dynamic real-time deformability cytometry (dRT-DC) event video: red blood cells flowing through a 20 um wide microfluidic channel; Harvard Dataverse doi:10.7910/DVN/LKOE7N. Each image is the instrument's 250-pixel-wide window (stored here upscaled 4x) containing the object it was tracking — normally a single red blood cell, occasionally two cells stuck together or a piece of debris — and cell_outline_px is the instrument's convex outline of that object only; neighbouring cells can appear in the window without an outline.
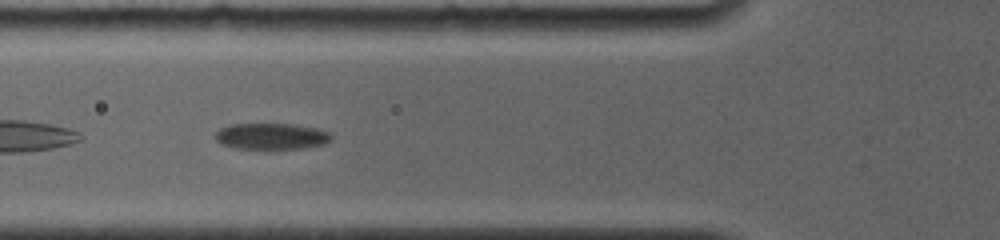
{"species": "common noctule bat (a hibernating species)", "species_latin": "Nyctalus noctula", "temperature_condition": "room temperature", "stored_images_in_passage": 52, "camera_frame_rate_fps": 4000, "um_per_image_px": 0.085, "animal": {"sex": "female", "body_mass_g": 19.0, "forearm_length_mm": 56.7}, "frame": {"image": 1, "passage_image": 7, "time_ms": 1.5, "image_size_px": [1000, 240], "cell_outline_px": [[332, 140], [324, 144], [304, 148], [236, 148], [220, 144], [216, 140], [216, 132], [220, 128], [228, 124], [292, 124], [316, 128], [332, 132]], "centroid_in_image_um": [23.09, 11.57], "position_along_channel_um": 102.7, "area_um2": 17.74}}
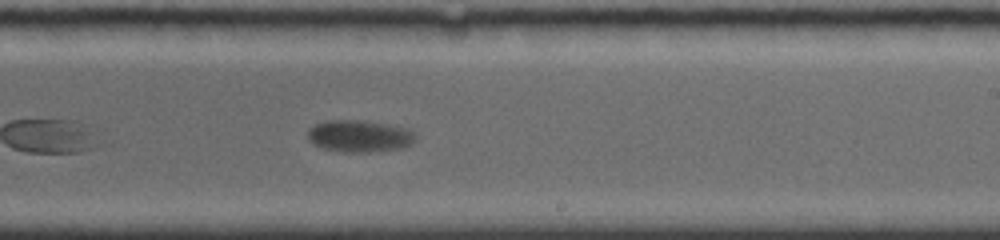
{"frame": {"image": 2, "passage_image": 24, "time_ms": 5.75, "image_size_px": [1000, 240], "cell_outline_px": [[416, 140], [412, 144], [400, 148], [368, 152], [348, 152], [324, 148], [312, 144], [308, 140], [308, 128], [316, 124], [328, 120], [364, 120], [388, 124], [404, 128], [412, 132], [416, 136]], "centroid_in_image_um": [30.53, 11.56], "position_along_channel_um": 258.5, "area_um2": 20.0}}
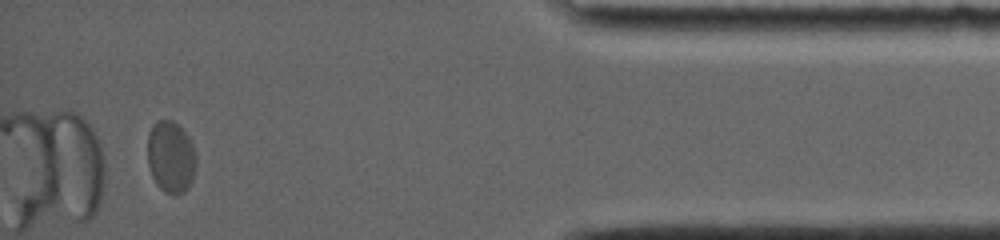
{"frame": {"image": 3, "passage_image": 46, "time_ms": 11.25, "image_size_px": [1000, 240], "cell_outline_px": [[196, 164], [192, 180], [188, 188], [184, 192], [176, 196], [172, 196], [164, 192], [156, 184], [152, 176], [148, 164], [148, 136], [152, 124], [160, 120], [172, 120], [188, 136], [192, 144], [196, 160]], "centroid_in_image_um": [14.51, 13.38], "position_along_channel_um": 420.7, "area_um2": 20.4}}